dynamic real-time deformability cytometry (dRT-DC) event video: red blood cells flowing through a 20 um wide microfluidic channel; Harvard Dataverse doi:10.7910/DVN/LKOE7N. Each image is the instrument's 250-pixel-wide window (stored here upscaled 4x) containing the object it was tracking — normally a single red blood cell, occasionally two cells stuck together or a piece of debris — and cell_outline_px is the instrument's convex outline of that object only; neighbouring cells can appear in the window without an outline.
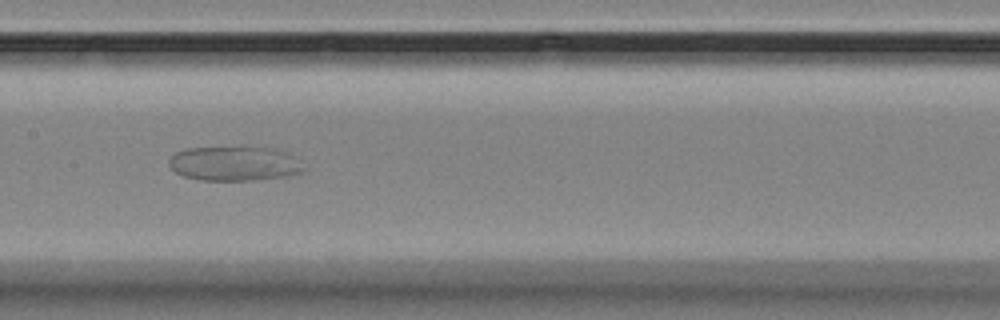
{"species": "Egyptian fruit bat (a non-hibernating species)", "species_latin": "Rousettus aegyptiacus", "temperature_condition": "room temperature", "stored_images_in_passage": 11, "camera_frame_rate_fps": 3000, "um_per_image_px": 0.085, "animal": {"sex": "female"}, "frame": {"image": 1, "passage_image": 8, "time_ms": 7.667, "image_size_px": [1000, 320], "cell_outline_px": [[304, 168], [300, 172], [284, 176], [252, 180], [200, 180], [184, 176], [176, 172], [168, 164], [168, 160], [176, 152], [188, 148], [276, 148], [284, 152]], "centroid_in_image_um": [19.83, 13.91], "position_along_channel_um": 187.6, "area_um2": 26.24}}
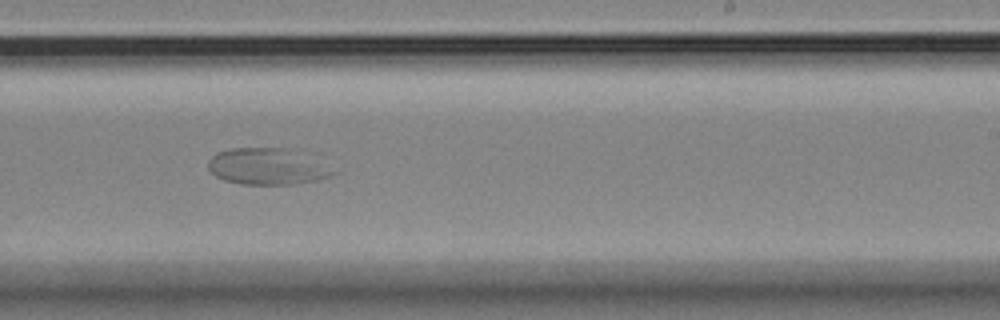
{"frame": {"image": 2, "passage_image": 10, "time_ms": 10.0, "image_size_px": [1000, 320], "cell_outline_px": [[336, 172], [328, 176], [316, 180], [296, 184], [240, 184], [224, 180], [216, 176], [208, 168], [208, 160], [212, 156], [220, 152], [232, 148], [284, 148]], "centroid_in_image_um": [22.56, 14.18], "position_along_channel_um": 266.4, "area_um2": 25.32}}
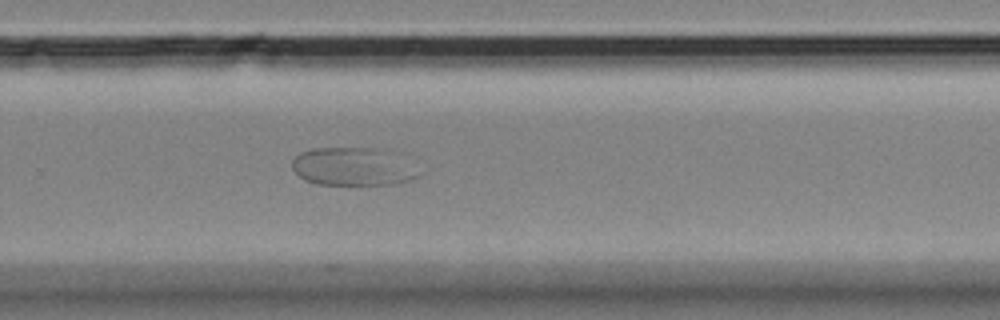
{"frame": {"image": 3, "passage_image": 11, "time_ms": 11.0, "image_size_px": [1000, 320], "cell_outline_px": [[416, 176], [408, 180], [392, 184], [316, 184], [304, 180], [292, 168], [292, 160], [300, 152], [312, 148], [376, 148], [384, 152]], "centroid_in_image_um": [29.68, 14.17], "position_along_channel_um": 300.1, "area_um2": 26.18}}